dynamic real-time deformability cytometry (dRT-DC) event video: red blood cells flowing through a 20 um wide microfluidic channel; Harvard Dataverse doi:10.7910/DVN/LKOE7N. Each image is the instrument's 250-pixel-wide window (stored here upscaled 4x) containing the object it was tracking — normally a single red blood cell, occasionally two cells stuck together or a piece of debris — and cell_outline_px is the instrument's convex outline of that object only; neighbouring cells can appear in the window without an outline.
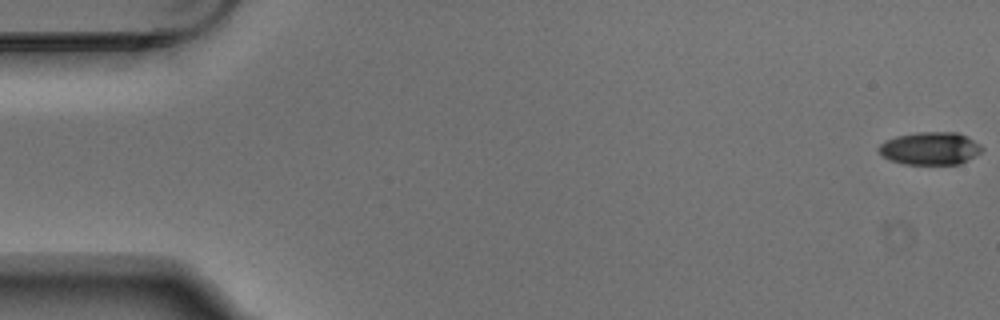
{"species": "Egyptian fruit bat (a non-hibernating species)", "species_latin": "Rousettus aegyptiacus", "temperature_condition": "warm", "stored_images_in_passage": 8, "camera_frame_rate_fps": 3000, "um_per_image_px": 0.085, "animal": {"sex": "male"}, "frame": {"image": 1, "passage_image": 1, "time_ms": 0.0, "image_size_px": [1000, 320], "cell_outline_px": [[984, 148], [980, 152], [960, 164], [904, 164], [888, 160], [876, 148], [880, 144], [896, 136], [916, 132], [956, 132], [968, 136], [980, 144]], "centroid_in_image_um": [79.06, 12.61], "position_along_channel_um": 5.9, "area_um2": 19.71}}
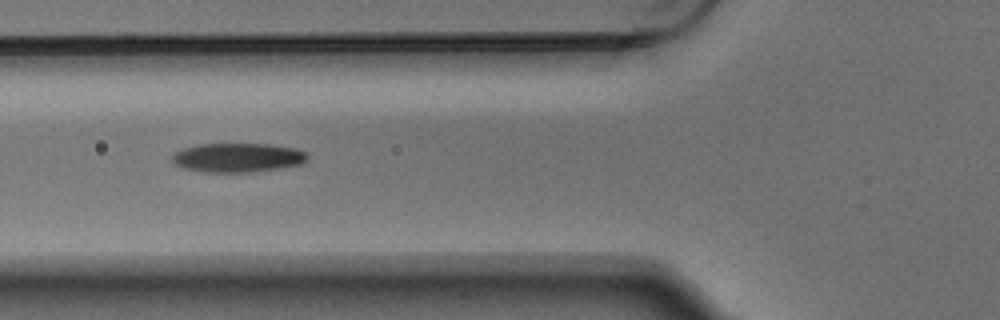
{"frame": {"image": 2, "passage_image": 6, "time_ms": 1.667, "image_size_px": [1000, 320], "cell_outline_px": [[308, 160], [300, 164], [252, 172], [204, 172], [184, 168], [176, 164], [172, 160], [172, 156], [176, 152], [184, 148], [200, 144], [268, 144], [296, 148], [308, 152]], "centroid_in_image_um": [20.24, 13.39], "position_along_channel_um": 105.6, "area_um2": 22.83}}
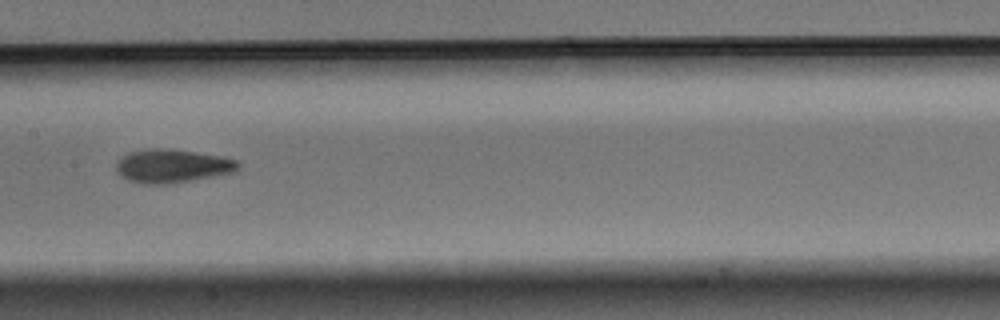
{"frame": {"image": 3, "passage_image": 8, "time_ms": 2.333, "image_size_px": [1000, 320], "cell_outline_px": [[240, 168], [232, 172], [212, 176], [168, 184], [144, 184], [128, 180], [120, 176], [116, 168], [116, 164], [120, 156], [128, 152], [152, 148], [168, 148], [220, 156], [236, 160], [240, 164]], "centroid_in_image_um": [14.59, 14.1], "position_along_channel_um": 192.8, "area_um2": 23.7}}